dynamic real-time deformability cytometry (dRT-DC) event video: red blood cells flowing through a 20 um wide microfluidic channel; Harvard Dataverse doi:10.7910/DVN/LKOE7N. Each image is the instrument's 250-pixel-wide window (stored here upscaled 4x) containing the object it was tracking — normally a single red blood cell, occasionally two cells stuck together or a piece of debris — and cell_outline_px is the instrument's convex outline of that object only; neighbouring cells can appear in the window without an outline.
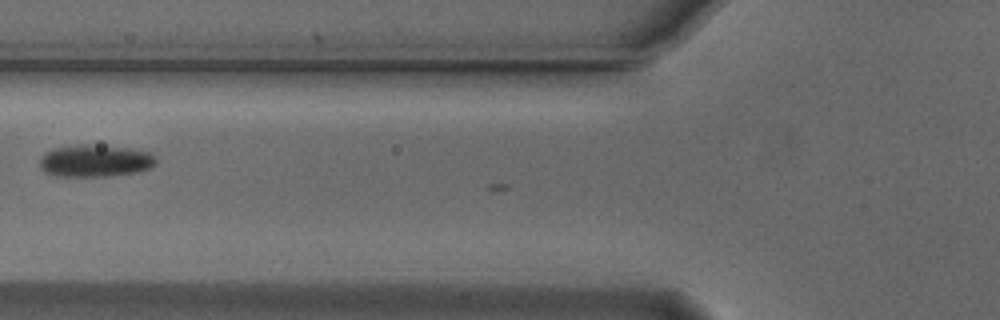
{"species": "Egyptian fruit bat (a non-hibernating species)", "species_latin": "Rousettus aegyptiacus", "temperature_condition": "cold", "stored_images_in_passage": 14, "camera_frame_rate_fps": 3000, "um_per_image_px": 0.085, "animal": {"sex": "male"}, "frame": {"image": 1, "passage_image": 10, "time_ms": 3.0, "image_size_px": [1000, 320], "cell_outline_px": [[156, 164], [152, 168], [136, 172], [108, 176], [56, 176], [44, 172], [40, 168], [40, 156], [44, 152], [52, 148], [76, 144], [88, 144], [132, 148], [152, 152], [156, 160]], "centroid_in_image_um": [8.08, 13.65], "position_along_channel_um": 117.7, "area_um2": 22.25}}
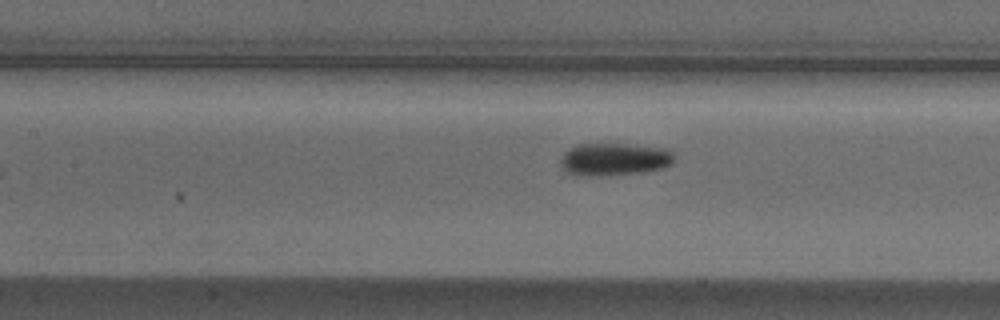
{"frame": {"image": 2, "passage_image": 13, "time_ms": 4.0, "image_size_px": [1000, 320], "cell_outline_px": [[676, 160], [672, 164], [664, 168], [644, 172], [600, 176], [580, 176], [568, 172], [560, 164], [560, 156], [568, 148], [576, 144], [624, 144], [672, 148]], "centroid_in_image_um": [52.26, 13.53], "position_along_channel_um": 155.1, "area_um2": 22.14}}